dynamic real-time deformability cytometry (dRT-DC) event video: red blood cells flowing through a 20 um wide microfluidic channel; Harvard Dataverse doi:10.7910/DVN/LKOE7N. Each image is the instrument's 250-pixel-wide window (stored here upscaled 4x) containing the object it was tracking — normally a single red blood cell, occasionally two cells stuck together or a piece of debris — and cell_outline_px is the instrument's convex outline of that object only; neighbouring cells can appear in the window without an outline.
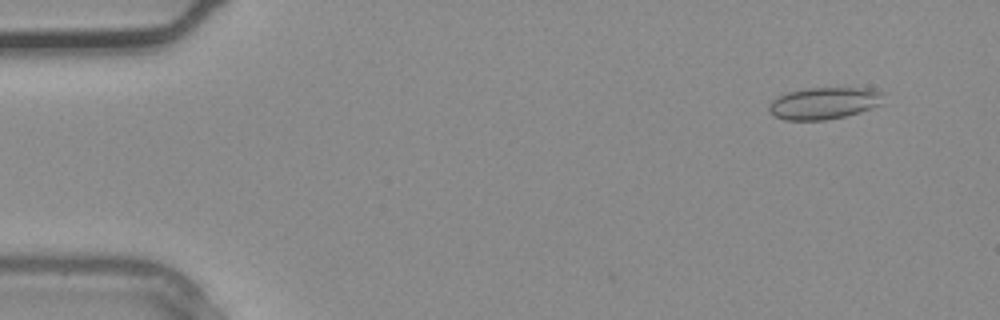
{"species": "common noctule bat (a hibernating species)", "species_latin": "Nyctalus noctula", "temperature_condition": "warm", "stored_images_in_passage": 2, "camera_frame_rate_fps": 3000, "um_per_image_px": 0.085, "animal": {"sex": "male", "body_mass_g": 20.4}, "frame": {"image": 1, "passage_image": 1, "time_ms": 0.0, "image_size_px": [1000, 320], "cell_outline_px": [[884, 104], [860, 112], [844, 116], [824, 120], [784, 120], [768, 112], [768, 104], [772, 100], [788, 92], [804, 88], [872, 88], [884, 92]], "centroid_in_image_um": [70.09, 8.76], "position_along_channel_um": 14.9, "area_um2": 21.56}}